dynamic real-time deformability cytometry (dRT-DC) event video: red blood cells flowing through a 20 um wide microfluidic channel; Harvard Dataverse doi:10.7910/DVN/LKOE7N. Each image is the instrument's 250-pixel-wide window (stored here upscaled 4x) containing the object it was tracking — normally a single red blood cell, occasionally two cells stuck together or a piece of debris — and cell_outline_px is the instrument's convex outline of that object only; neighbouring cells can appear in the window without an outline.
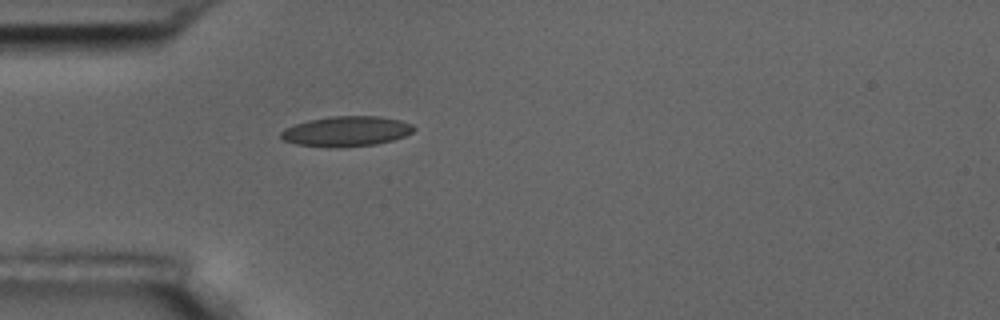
{"species": "common noctule bat (a hibernating species)", "species_latin": "Nyctalus noctula", "temperature_condition": "room temperature", "stored_images_in_passage": 1, "camera_frame_rate_fps": 3000, "um_per_image_px": 0.085, "animal": {"sex": "male", "body_mass_g": 17.5, "forearm_length_mm": 52.3}, "frame": {"image": 1, "passage_image": 1, "time_ms": 0.0, "image_size_px": [1000, 320], "cell_outline_px": [[416, 128], [412, 132], [404, 136], [392, 140], [376, 144], [336, 148], [328, 148], [296, 144], [284, 140], [280, 136], [280, 132], [284, 128], [308, 120], [328, 116], [380, 116], [400, 120], [412, 124]], "centroid_in_image_um": [29.42, 11.16], "position_along_channel_um": 55.6, "area_um2": 23.52}}